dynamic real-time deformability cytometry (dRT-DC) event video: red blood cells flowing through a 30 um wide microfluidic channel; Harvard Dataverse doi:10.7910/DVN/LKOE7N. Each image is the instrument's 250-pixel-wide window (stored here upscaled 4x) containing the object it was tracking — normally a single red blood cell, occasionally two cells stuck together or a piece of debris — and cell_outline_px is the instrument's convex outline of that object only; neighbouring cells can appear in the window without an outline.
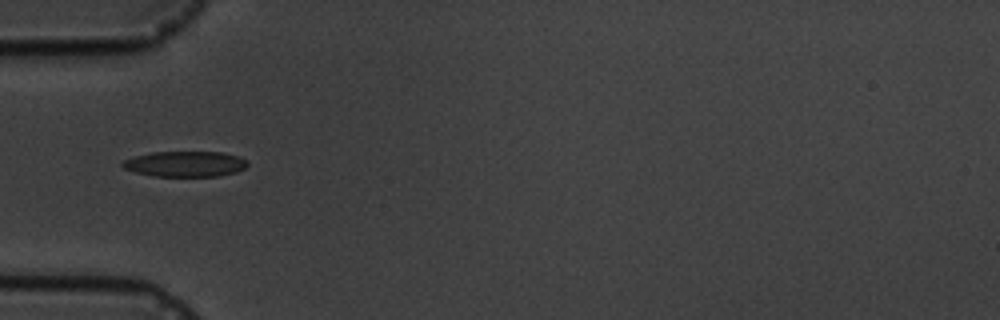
{"species": "common noctule bat (a hibernating species)", "species_latin": "Nyctalus noctula", "temperature_condition": "cold", "stored_images_in_passage": 6, "camera_frame_rate_fps": 3000, "um_per_image_px": 0.085, "animal": {"sex": "male", "body_mass_g": 19.5, "forearm_length_mm": 54.6}, "frame": {"image": 1, "passage_image": 5, "time_ms": 5.333, "image_size_px": [1000, 320], "cell_outline_px": [[248, 164], [244, 168], [236, 172], [220, 176], [152, 176], [136, 172], [124, 168], [120, 164], [124, 160], [132, 156], [152, 152], [220, 152], [240, 156], [248, 160]], "centroid_in_image_um": [15.75, 13.93], "position_along_channel_um": 69.3, "area_um2": 18.73}}
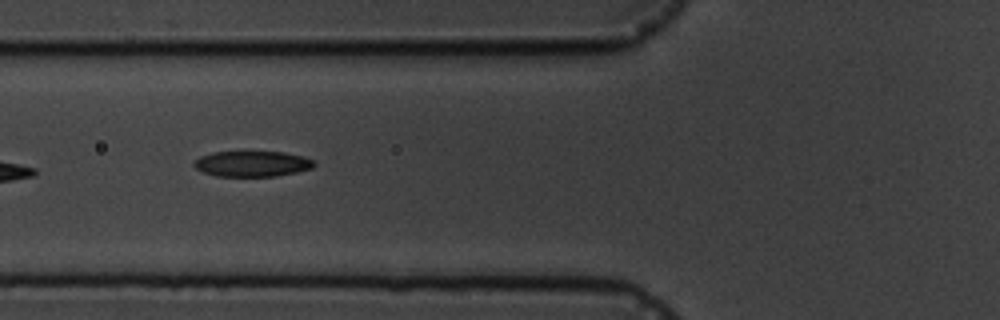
{"frame": {"image": 2, "passage_image": 6, "time_ms": 6.333, "image_size_px": [1000, 320], "cell_outline_px": [[316, 164], [312, 168], [296, 172], [276, 176], [216, 176], [204, 172], [196, 168], [192, 164], [200, 156], [212, 152], [284, 152], [304, 156], [312, 160]], "centroid_in_image_um": [21.44, 13.92], "position_along_channel_um": 104.4, "area_um2": 17.86}}